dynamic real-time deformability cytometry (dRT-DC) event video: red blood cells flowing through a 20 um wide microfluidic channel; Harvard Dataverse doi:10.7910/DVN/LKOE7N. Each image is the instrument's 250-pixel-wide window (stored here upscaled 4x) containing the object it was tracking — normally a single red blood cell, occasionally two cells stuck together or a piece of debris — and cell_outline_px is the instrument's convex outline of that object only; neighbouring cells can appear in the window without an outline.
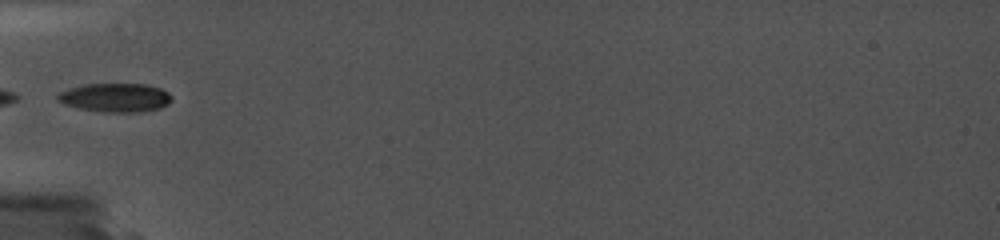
{"species": "common noctule bat (a hibernating species)", "species_latin": "Nyctalus noctula", "temperature_condition": "cold", "stored_images_in_passage": 35, "camera_frame_rate_fps": 5000, "um_per_image_px": 0.085, "animal": {"sex": "female", "body_mass_g": 19.0, "forearm_length_mm": 56.7}, "frame": {"image": 1, "passage_image": 3, "time_ms": 0.4, "image_size_px": [1000, 240], "cell_outline_px": [[168, 100], [164, 104], [156, 108], [136, 112], [104, 112], [84, 108], [68, 104], [60, 100], [60, 96], [64, 92], [72, 88], [92, 84], [140, 84], [156, 88], [164, 92], [168, 96]], "centroid_in_image_um": [9.8, 8.3], "position_along_channel_um": 75.2, "area_um2": 17.57}}